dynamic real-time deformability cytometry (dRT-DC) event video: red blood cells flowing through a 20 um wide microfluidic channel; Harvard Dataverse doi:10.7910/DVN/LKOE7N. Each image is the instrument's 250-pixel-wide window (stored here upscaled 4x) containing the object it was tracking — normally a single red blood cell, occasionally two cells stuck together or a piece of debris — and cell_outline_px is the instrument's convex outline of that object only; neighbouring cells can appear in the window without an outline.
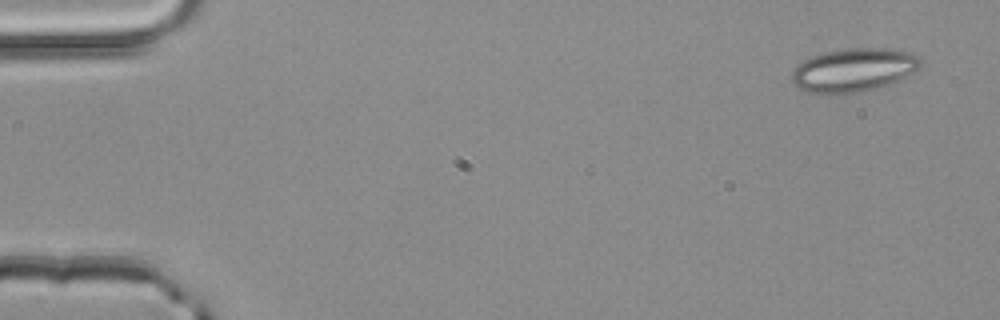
{"species": "common noctule bat (a hibernating species)", "species_latin": "Nyctalus noctula", "temperature_condition": "room temperature", "stored_images_in_passage": 3, "camera_frame_rate_fps": 3000, "um_per_image_px": 0.085, "animal": {"sex": "male", "body_mass_g": 20.4}, "frame": {"image": 1, "passage_image": 1, "time_ms": 0.0, "image_size_px": [1000, 320], "cell_outline_px": [[924, 64], [900, 80], [876, 88], [860, 92], [828, 96], [808, 92], [796, 88], [792, 84], [792, 72], [796, 64], [812, 56], [824, 52], [844, 48], [892, 48], [912, 52], [920, 56], [924, 60]], "centroid_in_image_um": [72.55, 5.96], "position_along_channel_um": 12.4, "area_um2": 33.58}}